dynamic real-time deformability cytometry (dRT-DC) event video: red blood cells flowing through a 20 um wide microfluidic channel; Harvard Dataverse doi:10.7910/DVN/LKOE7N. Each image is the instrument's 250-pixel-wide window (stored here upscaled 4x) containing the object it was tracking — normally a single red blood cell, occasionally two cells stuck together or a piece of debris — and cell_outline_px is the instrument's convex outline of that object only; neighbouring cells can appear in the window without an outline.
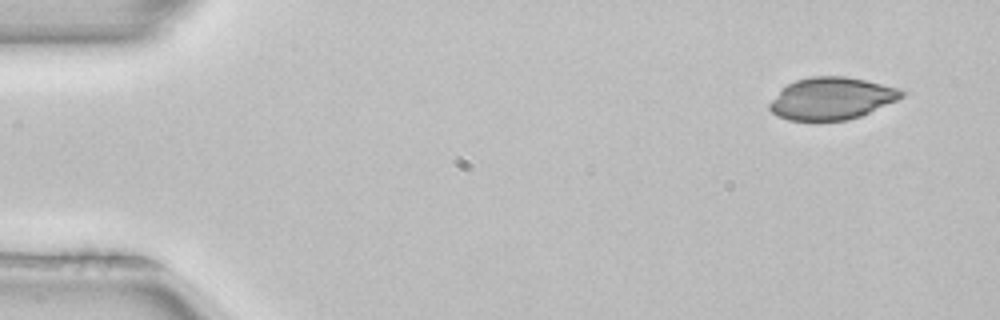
{"species": "common noctule bat (a hibernating species)", "species_latin": "Nyctalus noctula", "temperature_condition": "room temperature", "stored_images_in_passage": 3, "camera_frame_rate_fps": 3000, "um_per_image_px": 0.085, "animal": {"sex": "female", "body_mass_g": 22.7, "forearm_length_mm": 54.2}, "frame": {"image": 1, "passage_image": 1, "time_ms": 0.0, "image_size_px": [1000, 320], "cell_outline_px": [[908, 92], [904, 96], [896, 100], [860, 116], [848, 120], [788, 120], [776, 116], [768, 108], [768, 104], [780, 88], [796, 80], [812, 76], [844, 76], [904, 88]], "centroid_in_image_um": [70.69, 8.36], "position_along_channel_um": 14.3, "area_um2": 32.66}}